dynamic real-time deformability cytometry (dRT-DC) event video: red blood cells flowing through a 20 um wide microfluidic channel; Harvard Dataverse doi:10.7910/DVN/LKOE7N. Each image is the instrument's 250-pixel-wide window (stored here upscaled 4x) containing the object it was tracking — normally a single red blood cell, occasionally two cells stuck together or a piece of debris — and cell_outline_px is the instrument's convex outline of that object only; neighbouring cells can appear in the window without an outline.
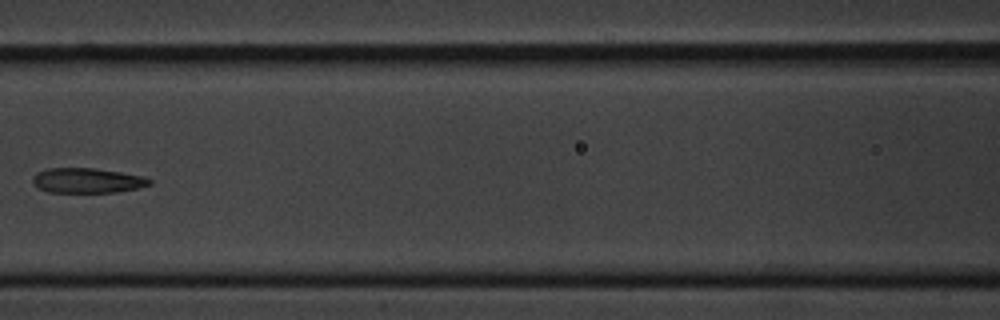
{"species": "common noctule bat (a hibernating species)", "species_latin": "Nyctalus noctula", "temperature_condition": "cold", "stored_images_in_passage": 14, "camera_frame_rate_fps": 3000, "um_per_image_px": 0.085, "animal": {"sex": "male", "body_mass_g": 20.1, "forearm_length_mm": 53.5}, "frame": {"image": 1, "passage_image": 7, "time_ms": 8.0, "image_size_px": [1000, 320], "cell_outline_px": [[152, 184], [136, 188], [116, 192], [48, 192], [36, 188], [32, 184], [32, 176], [36, 172], [48, 168], [92, 168], [120, 172], [144, 176], [152, 180]], "centroid_in_image_um": [7.36, 15.34], "position_along_channel_um": 159.2, "area_um2": 17.11}}
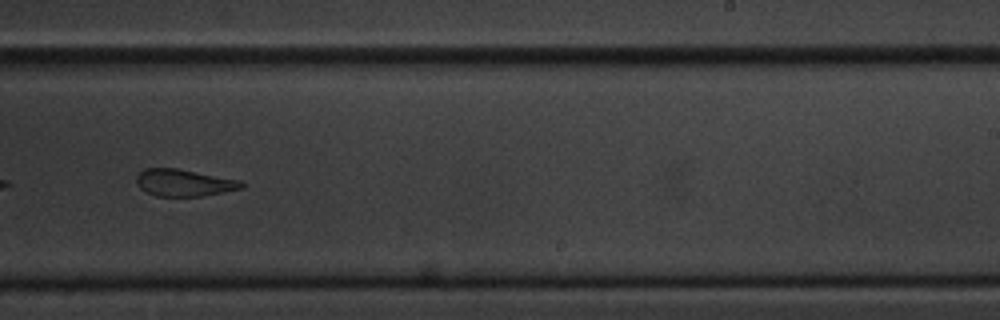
{"frame": {"image": 2, "passage_image": 10, "time_ms": 11.333, "image_size_px": [1000, 320], "cell_outline_px": [[244, 188], [224, 192], [200, 196], [156, 196], [144, 192], [136, 184], [136, 176], [144, 168], [176, 168], [240, 180], [244, 184]], "centroid_in_image_um": [15.61, 15.53], "position_along_channel_um": 273.4, "area_um2": 16.59}}
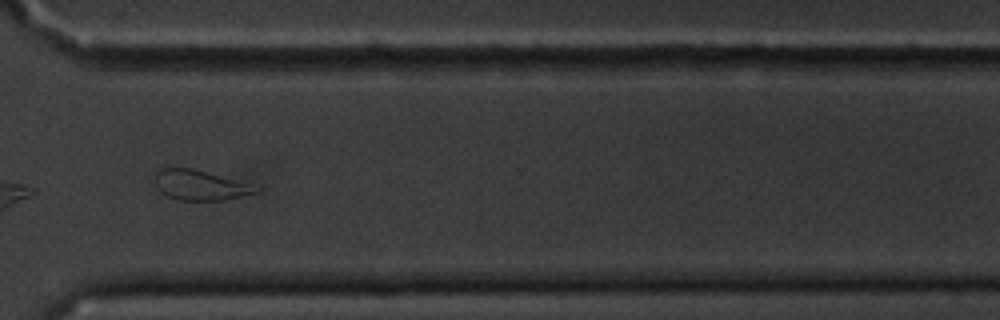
{"frame": {"image": 3, "passage_image": 12, "time_ms": 13.667, "image_size_px": [1000, 320], "cell_outline_px": [[264, 188], [256, 192], [224, 200], [176, 200], [160, 192], [156, 188], [156, 168], [192, 168]], "centroid_in_image_um": [16.97, 15.74], "position_along_channel_um": 353.6, "area_um2": 17.51}}